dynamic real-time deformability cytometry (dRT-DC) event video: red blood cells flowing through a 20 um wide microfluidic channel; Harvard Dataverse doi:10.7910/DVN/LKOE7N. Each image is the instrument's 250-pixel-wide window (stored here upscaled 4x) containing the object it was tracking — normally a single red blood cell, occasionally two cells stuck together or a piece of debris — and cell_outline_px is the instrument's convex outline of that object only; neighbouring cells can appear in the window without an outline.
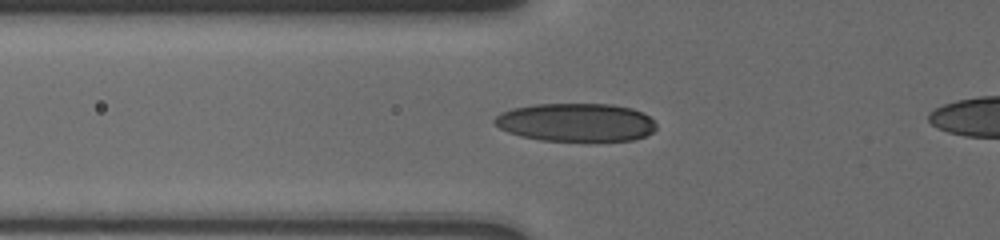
{"species": "human", "species_latin": "Homo sapiens", "temperature_condition": "cold", "stored_images_in_passage": 56, "camera_frame_rate_fps": 3000, "um_per_image_px": 0.085, "donor": {"sex": "male"}, "frame": {"image": 1, "passage_image": 4, "time_ms": 0.333, "image_size_px": [1000, 240], "cell_outline_px": [[656, 128], [652, 132], [644, 136], [632, 140], [588, 144], [540, 140], [520, 136], [508, 132], [500, 128], [492, 120], [500, 112], [512, 108], [536, 104], [612, 104], [632, 108], [648, 116], [656, 124]], "centroid_in_image_um": [48.96, 10.45], "position_along_channel_um": 76.8, "area_um2": 37.17}}
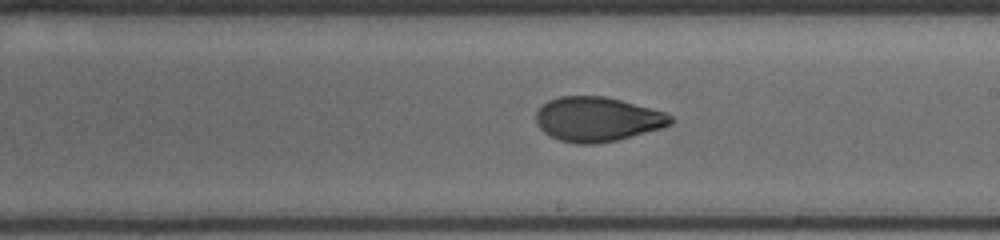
{"frame": {"image": 2, "passage_image": 34, "time_ms": 4.667, "image_size_px": [1000, 240], "cell_outline_px": [[672, 124], [664, 128], [616, 140], [596, 144], [576, 144], [560, 140], [548, 136], [536, 124], [536, 112], [548, 100], [560, 96], [604, 96], [620, 100], [664, 112], [672, 116]], "centroid_in_image_um": [50.76, 10.14], "position_along_channel_um": 238.2, "area_um2": 34.91}}
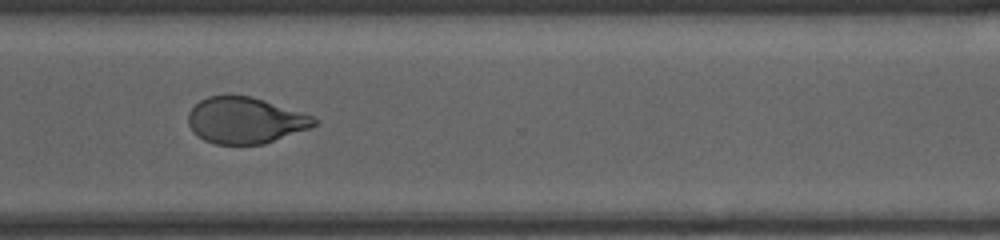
{"frame": {"image": 3, "passage_image": 55, "time_ms": 7.667, "image_size_px": [1000, 240], "cell_outline_px": [[320, 120], [316, 124], [308, 128], [264, 144], [216, 144], [204, 140], [188, 124], [188, 112], [200, 100], [208, 96], [252, 96], [312, 116]], "centroid_in_image_um": [20.84, 10.23], "position_along_channel_um": 349.8, "area_um2": 33.41}}